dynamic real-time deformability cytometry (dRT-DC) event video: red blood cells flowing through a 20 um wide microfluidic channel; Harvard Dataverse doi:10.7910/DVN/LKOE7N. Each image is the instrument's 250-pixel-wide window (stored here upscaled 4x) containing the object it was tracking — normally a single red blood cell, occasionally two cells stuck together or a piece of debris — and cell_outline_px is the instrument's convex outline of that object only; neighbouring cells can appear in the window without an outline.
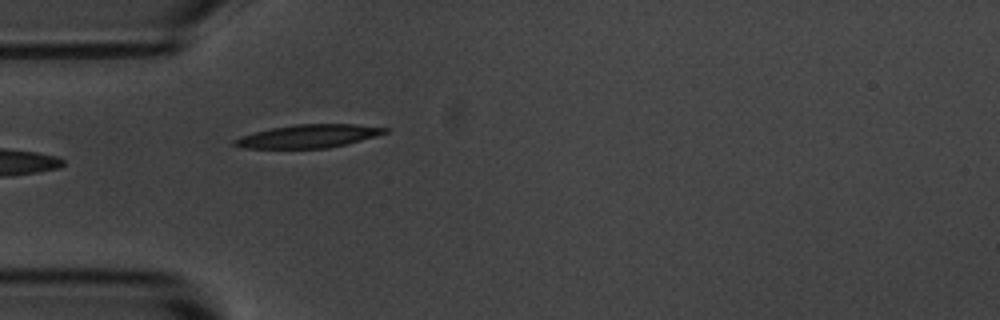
{"species": "common noctule bat (a hibernating species)", "species_latin": "Nyctalus noctula", "temperature_condition": "room temperature", "stored_images_in_passage": 6, "camera_frame_rate_fps": 3000, "um_per_image_px": 0.085, "animal": {"sex": "male", "body_mass_g": 20.1, "forearm_length_mm": 53.5}, "frame": {"image": 1, "passage_image": 6, "time_ms": 5.667, "image_size_px": [1000, 320], "cell_outline_px": [[388, 132], [360, 140], [328, 148], [244, 148], [232, 144], [232, 140], [240, 136], [272, 128], [296, 124], [356, 124], [388, 128]], "centroid_in_image_um": [26.19, 11.57], "position_along_channel_um": 58.8, "area_um2": 20.06}}